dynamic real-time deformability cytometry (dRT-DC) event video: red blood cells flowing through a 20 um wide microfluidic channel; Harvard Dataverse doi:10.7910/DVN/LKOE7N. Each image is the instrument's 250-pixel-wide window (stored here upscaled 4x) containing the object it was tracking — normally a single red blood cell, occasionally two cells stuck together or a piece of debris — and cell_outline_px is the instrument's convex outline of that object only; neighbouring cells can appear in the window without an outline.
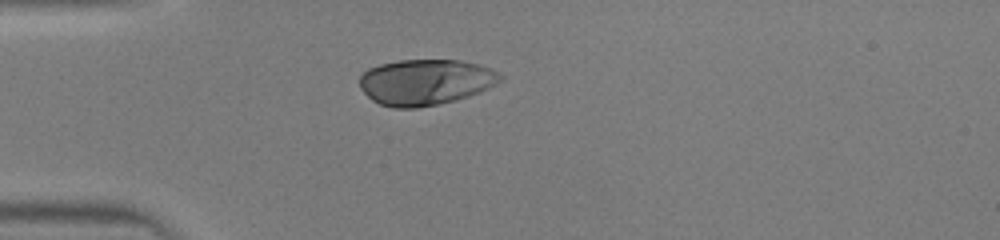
{"species": "human", "species_latin": "Homo sapiens", "temperature_condition": "warm", "stored_images_in_passage": 33, "camera_frame_rate_fps": 3000, "um_per_image_px": 0.085, "donor": {"sex": "male"}, "frame": {"image": 1, "passage_image": 1, "time_ms": 0.0, "image_size_px": [1000, 240], "cell_outline_px": [[504, 76], [496, 84], [480, 92], [456, 100], [440, 104], [416, 108], [392, 108], [380, 104], [372, 100], [360, 88], [360, 76], [368, 68], [380, 64], [400, 60], [460, 60], [480, 64], [492, 68]], "centroid_in_image_um": [36.18, 6.98], "position_along_channel_um": 48.8, "area_um2": 37.8}}
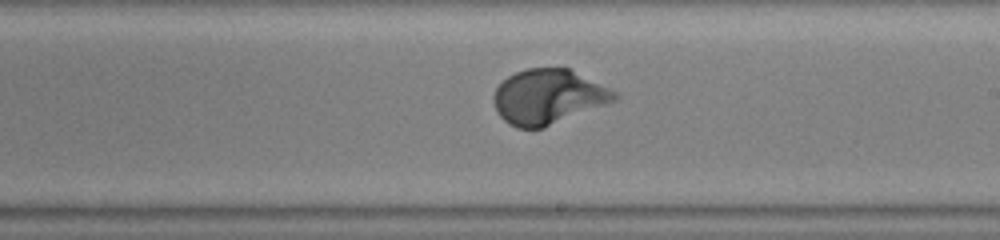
{"frame": {"image": 2, "passage_image": 15, "time_ms": 4.667, "image_size_px": [1000, 240], "cell_outline_px": [[620, 96], [616, 100], [544, 128], [516, 128], [508, 124], [496, 112], [492, 96], [496, 88], [508, 76], [516, 72], [528, 68], [568, 68], [616, 92]], "centroid_in_image_um": [46.55, 8.24], "position_along_channel_um": 242.4, "area_um2": 38.32}}
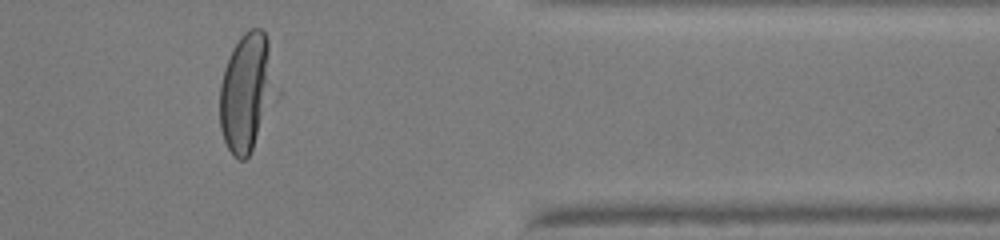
{"frame": {"image": 3, "passage_image": 26, "time_ms": 8.333, "image_size_px": [1000, 240], "cell_outline_px": [[280, 96], [248, 156], [244, 160], [240, 160], [232, 156], [224, 140], [220, 128], [220, 84], [224, 68], [232, 48], [240, 36], [248, 28], [260, 28], [264, 32], [268, 40], [280, 92]], "centroid_in_image_um": [21.03, 7.84], "position_along_channel_um": 390.4, "area_um2": 40.0}}